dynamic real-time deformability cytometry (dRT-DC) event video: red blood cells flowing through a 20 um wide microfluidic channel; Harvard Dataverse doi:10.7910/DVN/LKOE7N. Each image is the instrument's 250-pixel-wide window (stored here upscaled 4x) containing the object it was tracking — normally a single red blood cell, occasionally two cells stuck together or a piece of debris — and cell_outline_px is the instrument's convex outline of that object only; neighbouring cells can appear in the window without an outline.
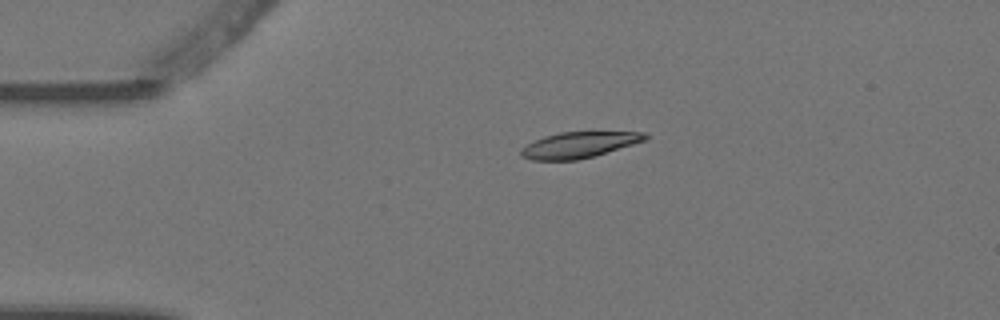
{"species": "Egyptian fruit bat (a non-hibernating species)", "species_latin": "Rousettus aegyptiacus", "temperature_condition": "warm", "stored_images_in_passage": 2, "camera_frame_rate_fps": 3000, "um_per_image_px": 0.085, "animal": {"sex": "female"}, "frame": {"image": 1, "passage_image": 1, "time_ms": 0.0, "image_size_px": [1000, 320], "cell_outline_px": [[648, 140], [592, 156], [576, 160], [532, 160], [520, 156], [520, 148], [544, 136], [560, 132], [644, 132], [648, 136]], "centroid_in_image_um": [49.2, 12.31], "position_along_channel_um": 35.8, "area_um2": 18.61}}